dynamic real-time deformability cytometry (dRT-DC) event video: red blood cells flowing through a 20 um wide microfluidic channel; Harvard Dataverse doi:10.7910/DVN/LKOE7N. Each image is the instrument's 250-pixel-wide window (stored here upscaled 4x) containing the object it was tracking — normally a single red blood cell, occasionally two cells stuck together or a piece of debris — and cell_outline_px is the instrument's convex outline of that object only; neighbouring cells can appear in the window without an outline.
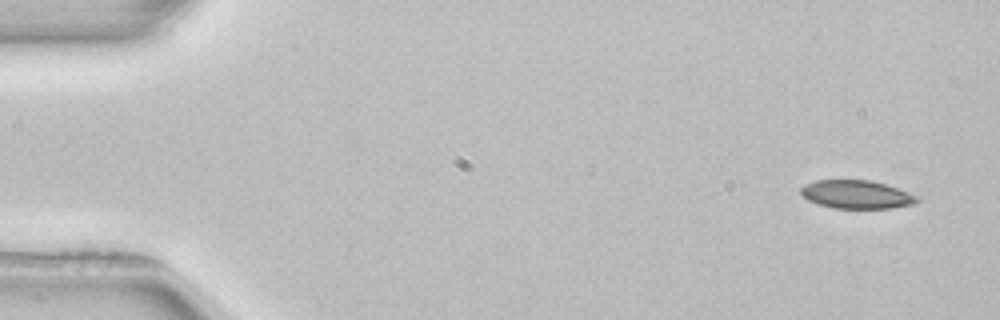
{"species": "common noctule bat (a hibernating species)", "species_latin": "Nyctalus noctula", "temperature_condition": "room temperature", "stored_images_in_passage": 4, "camera_frame_rate_fps": 3000, "um_per_image_px": 0.085, "animal": {"sex": "female", "body_mass_g": 22.7, "forearm_length_mm": 54.2}, "frame": {"image": 1, "passage_image": 1, "time_ms": 0.0, "image_size_px": [1000, 320], "cell_outline_px": [[920, 200], [912, 204], [892, 208], [832, 208], [808, 200], [800, 192], [800, 188], [804, 184], [816, 180], [872, 180], [920, 196]], "centroid_in_image_um": [72.81, 16.52], "position_along_channel_um": 12.2, "area_um2": 19.13}}
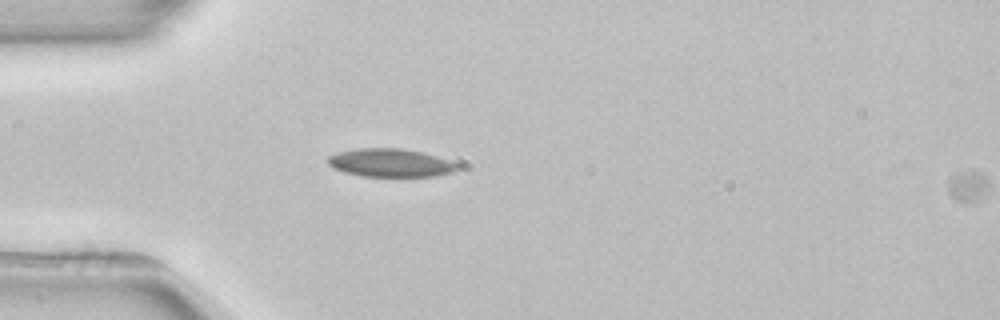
{"frame": {"image": 2, "passage_image": 3, "time_ms": 4.0, "image_size_px": [1000, 320], "cell_outline_px": [[460, 168], [452, 172], [436, 176], [360, 176], [344, 172], [332, 168], [328, 164], [328, 156], [336, 152], [360, 148], [400, 148], [420, 152], [436, 156], [448, 160], [456, 164]], "centroid_in_image_um": [33.13, 13.84], "position_along_channel_um": 51.9, "area_um2": 21.21}}